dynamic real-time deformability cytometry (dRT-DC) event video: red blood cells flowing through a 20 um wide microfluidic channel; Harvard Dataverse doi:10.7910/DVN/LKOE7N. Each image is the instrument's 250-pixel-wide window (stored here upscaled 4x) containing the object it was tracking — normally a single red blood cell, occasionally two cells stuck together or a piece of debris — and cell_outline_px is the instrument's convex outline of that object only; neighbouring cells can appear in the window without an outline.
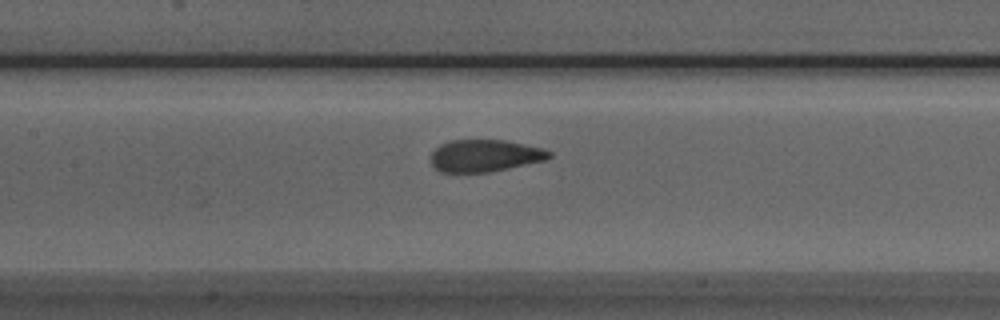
{"species": "Egyptian fruit bat (a non-hibernating species)", "species_latin": "Rousettus aegyptiacus", "temperature_condition": "room temperature", "stored_images_in_passage": 35, "camera_frame_rate_fps": 3000, "um_per_image_px": 0.085, "animal": {"sex": "male"}, "frame": {"image": 1, "passage_image": 13, "time_ms": 4.0, "image_size_px": [1000, 320], "cell_outline_px": [[552, 156], [548, 160], [488, 172], [440, 172], [432, 164], [432, 152], [440, 144], [452, 140], [504, 140], [544, 148], [552, 152]], "centroid_in_image_um": [41.26, 13.23], "position_along_channel_um": 166.1, "area_um2": 22.14}}
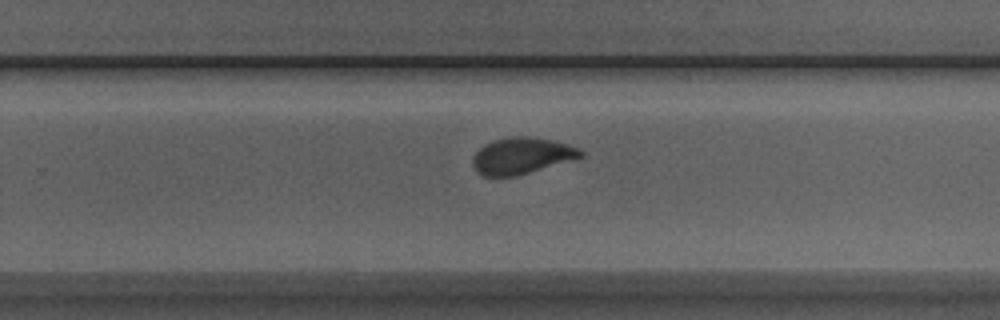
{"frame": {"image": 2, "passage_image": 22, "time_ms": 7.0, "image_size_px": [1000, 320], "cell_outline_px": [[584, 156], [572, 160], [516, 176], [484, 176], [476, 172], [472, 164], [472, 156], [484, 144], [492, 140], [516, 136], [528, 136], [552, 140], [568, 144], [580, 148], [584, 152]], "centroid_in_image_um": [44.34, 13.24], "position_along_channel_um": 285.5, "area_um2": 23.0}}
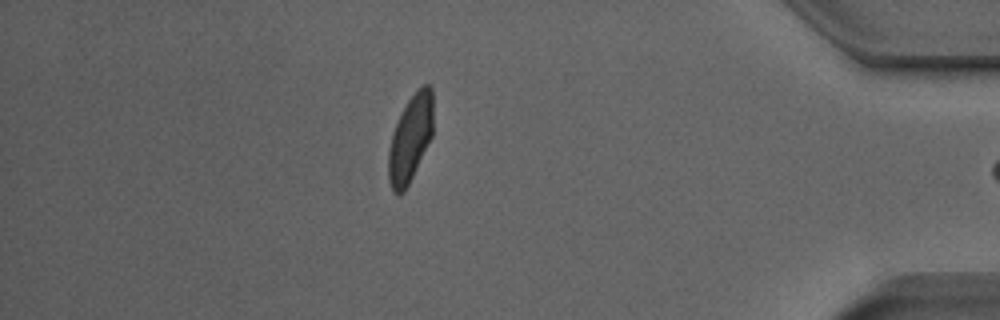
{"frame": {"image": 3, "passage_image": 34, "time_ms": 11.0, "image_size_px": [1000, 320], "cell_outline_px": [[432, 136], [404, 192], [396, 196], [392, 192], [388, 180], [388, 152], [392, 132], [408, 100], [424, 84], [428, 84], [432, 88]], "centroid_in_image_um": [34.85, 11.83], "position_along_channel_um": 400.3, "area_um2": 22.31}}